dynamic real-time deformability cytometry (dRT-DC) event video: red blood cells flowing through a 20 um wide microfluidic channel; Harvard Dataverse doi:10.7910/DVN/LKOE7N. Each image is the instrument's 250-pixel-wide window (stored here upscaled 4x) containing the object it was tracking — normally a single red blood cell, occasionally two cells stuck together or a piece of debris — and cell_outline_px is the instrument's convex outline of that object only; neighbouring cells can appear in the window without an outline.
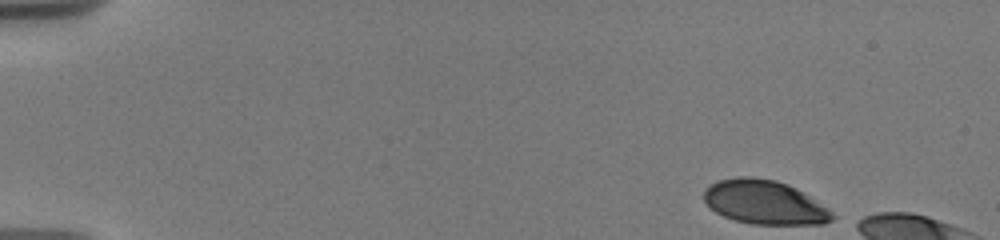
{"species": "human", "species_latin": "Homo sapiens", "temperature_condition": "warm", "stored_images_in_passage": 7, "camera_frame_rate_fps": 3000, "um_per_image_px": 0.085, "donor": {"sex": "male"}, "frame": {"image": 1, "passage_image": 1, "time_ms": 0.0, "image_size_px": [1000, 240], "cell_outline_px": [[836, 216], [832, 220], [824, 224], [752, 224], [736, 220], [724, 216], [708, 208], [704, 200], [704, 192], [708, 184], [720, 180], [736, 176], [752, 176], [776, 180], [788, 184], [796, 188], [832, 212]], "centroid_in_image_um": [64.94, 17.18], "position_along_channel_um": 20.1, "area_um2": 32.89}}